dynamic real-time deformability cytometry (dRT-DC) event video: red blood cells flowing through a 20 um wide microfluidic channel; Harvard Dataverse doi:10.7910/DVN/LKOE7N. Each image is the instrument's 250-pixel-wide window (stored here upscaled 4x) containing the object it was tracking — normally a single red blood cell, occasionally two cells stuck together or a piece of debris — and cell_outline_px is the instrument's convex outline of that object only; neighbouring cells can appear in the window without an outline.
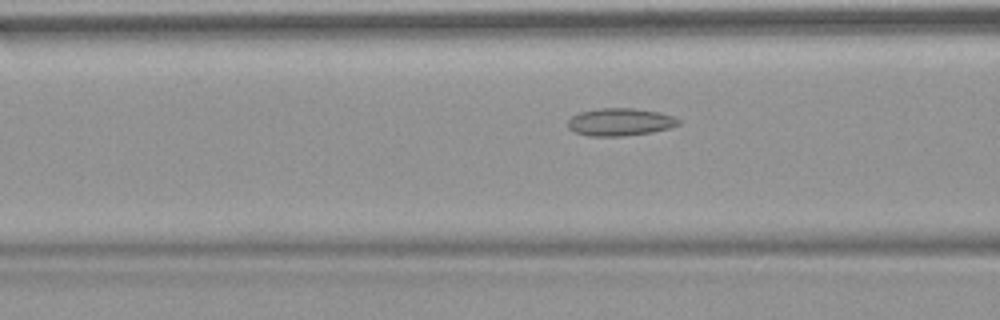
{"species": "common noctule bat (a hibernating species)", "species_latin": "Nyctalus noctula", "temperature_condition": "warm", "stored_images_in_passage": 53, "camera_frame_rate_fps": 3000, "um_per_image_px": 0.085, "animal": {"sex": "female", "body_mass_g": 18.4}, "frame": {"image": 1, "passage_image": 21, "time_ms": 6.667, "image_size_px": [1000, 320], "cell_outline_px": [[680, 124], [668, 128], [652, 132], [620, 136], [588, 136], [576, 132], [568, 128], [568, 120], [572, 116], [580, 112], [600, 108], [632, 108], [660, 112], [672, 116], [680, 120]], "centroid_in_image_um": [52.7, 10.36], "position_along_channel_um": 113.9, "area_um2": 17.69}}
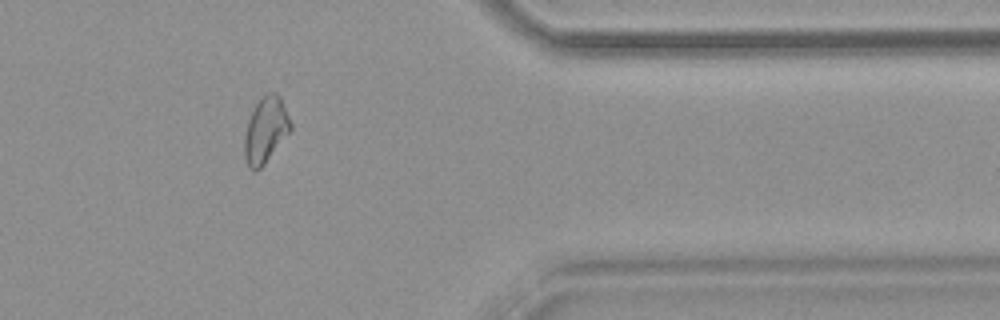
{"frame": {"image": 2, "passage_image": 44, "time_ms": 14.333, "image_size_px": [1000, 320], "cell_outline_px": [[292, 132], [264, 164], [256, 172], [252, 172], [248, 168], [244, 156], [244, 140], [248, 120], [256, 104], [264, 92], [276, 92], [280, 96], [292, 124]], "centroid_in_image_um": [22.6, 11.07], "position_along_channel_um": 388.8, "area_um2": 18.09}}
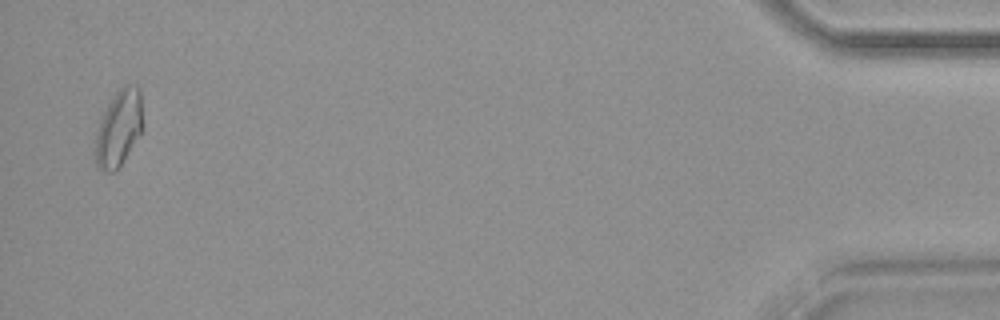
{"frame": {"image": 3, "passage_image": 52, "time_ms": 17.0, "image_size_px": [1000, 320], "cell_outline_px": [[144, 128], [116, 172], [108, 172], [100, 168], [96, 164], [96, 132], [100, 120], [108, 104], [116, 92], [124, 84], [128, 84], [140, 88]], "centroid_in_image_um": [10.13, 10.88], "position_along_channel_um": 425.1, "area_um2": 21.04}, "authors_computed_cell_mechanics": {"area_um2": 17.7446, "velocity_mm_per_s": 3.8197, "shape_relaxation_time_tau1_ms": null, "shape_relaxation_time_tau2_ms": 2.4455, "deformation_change_tau1": null, "deformation_change_tau2": 0.1014}}